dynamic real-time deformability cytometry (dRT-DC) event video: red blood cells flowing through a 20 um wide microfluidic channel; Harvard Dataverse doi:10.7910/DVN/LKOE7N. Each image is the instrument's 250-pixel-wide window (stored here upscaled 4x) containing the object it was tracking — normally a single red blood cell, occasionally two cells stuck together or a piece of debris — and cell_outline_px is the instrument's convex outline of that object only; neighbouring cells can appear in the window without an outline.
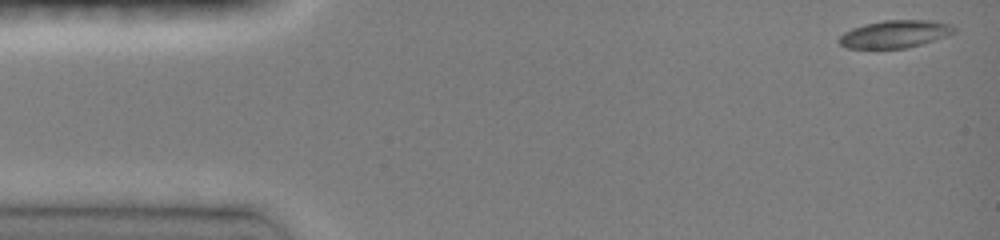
{"species": "common noctule bat (a hibernating species)", "species_latin": "Nyctalus noctula", "temperature_condition": "room temperature", "stored_images_in_passage": 34, "camera_frame_rate_fps": 3000, "um_per_image_px": 0.085, "animal": {"sex": "female", "body_mass_g": 19.0, "forearm_length_mm": 51.5}, "frame": {"image": 1, "passage_image": 1, "time_ms": 0.0, "image_size_px": [1000, 240], "cell_outline_px": [[956, 32], [948, 36], [920, 44], [904, 48], [848, 48], [840, 44], [836, 40], [844, 32], [852, 28], [864, 24], [884, 20], [932, 20], [952, 24], [956, 28]], "centroid_in_image_um": [76.09, 2.88], "position_along_channel_um": 8.9, "area_um2": 18.55}}
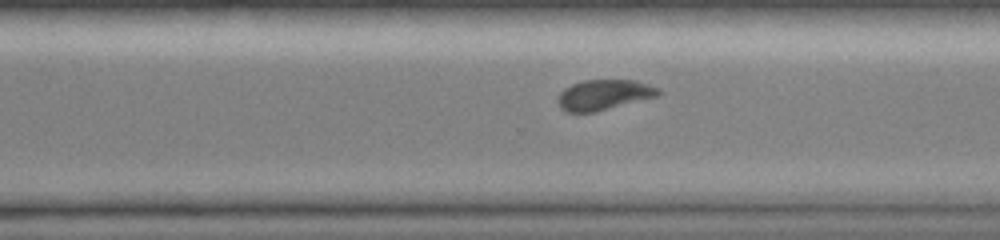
{"frame": {"image": 2, "passage_image": 24, "time_ms": 10.333, "image_size_px": [1000, 240], "cell_outline_px": [[660, 92], [656, 96], [592, 112], [568, 112], [560, 108], [556, 100], [560, 92], [564, 88], [572, 84], [584, 80], [636, 80], [660, 88]], "centroid_in_image_um": [51.28, 8.04], "position_along_channel_um": 319.3, "area_um2": 17.51}}
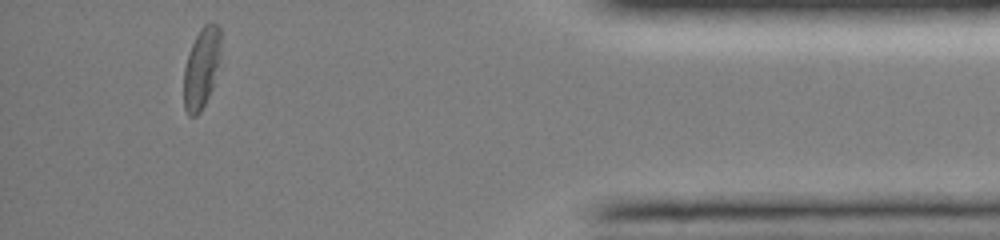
{"frame": {"image": 3, "passage_image": 33, "time_ms": 13.667, "image_size_px": [1000, 240], "cell_outline_px": [[220, 48], [212, 88], [200, 112], [196, 116], [188, 116], [184, 108], [184, 68], [192, 44], [200, 28], [208, 20], [212, 20], [220, 24]], "centroid_in_image_um": [17.11, 5.73], "position_along_channel_um": 418.1, "area_um2": 17.28}, "authors_computed_cell_mechanics": {"area_um2": 18.2937, "velocity_mm_per_s": 4.0923, "shape_relaxation_time_tau1_ms": 2.7754, "shape_relaxation_time_tau2_ms": 9.3048, "deformation_change_tau1": 0.1327, "deformation_change_tau2": 0.1027}}